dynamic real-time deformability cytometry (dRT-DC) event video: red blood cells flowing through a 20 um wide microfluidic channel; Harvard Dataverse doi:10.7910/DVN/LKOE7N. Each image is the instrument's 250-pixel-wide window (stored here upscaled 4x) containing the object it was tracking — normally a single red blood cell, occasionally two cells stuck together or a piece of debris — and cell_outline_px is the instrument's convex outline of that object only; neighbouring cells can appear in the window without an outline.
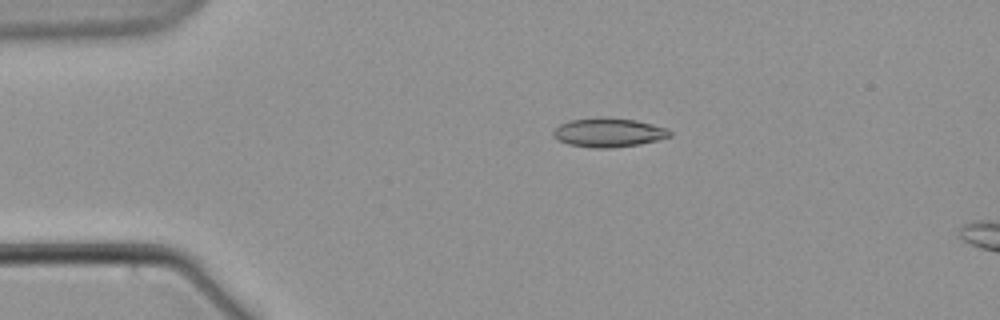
{"species": "common noctule bat (a hibernating species)", "species_latin": "Nyctalus noctula", "temperature_condition": "warm", "stored_images_in_passage": 5, "camera_frame_rate_fps": 3000, "um_per_image_px": 0.085, "animal": {"sex": "male", "body_mass_g": 21.5, "forearm_length_mm": 52.0}, "frame": {"image": 1, "passage_image": 3, "time_ms": 3.333, "image_size_px": [1000, 320], "cell_outline_px": [[672, 136], [640, 144], [612, 148], [592, 148], [568, 144], [556, 140], [552, 136], [552, 132], [560, 124], [568, 120], [596, 116], [636, 120], [668, 128], [672, 132]], "centroid_in_image_um": [51.69, 11.26], "position_along_channel_um": 33.3, "area_um2": 20.06}}